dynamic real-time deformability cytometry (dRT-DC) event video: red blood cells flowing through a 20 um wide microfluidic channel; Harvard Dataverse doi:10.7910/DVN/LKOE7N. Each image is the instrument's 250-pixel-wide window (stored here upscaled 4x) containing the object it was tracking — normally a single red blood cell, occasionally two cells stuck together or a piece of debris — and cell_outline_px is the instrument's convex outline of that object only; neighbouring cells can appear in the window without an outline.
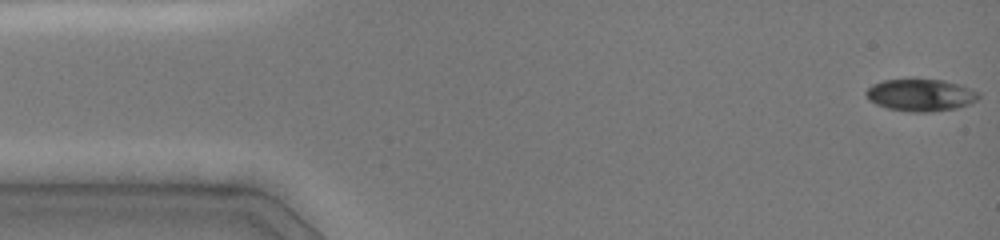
{"species": "common noctule bat (a hibernating species)", "species_latin": "Nyctalus noctula", "temperature_condition": "cold", "stored_images_in_passage": 43, "camera_frame_rate_fps": 3000, "um_per_image_px": 0.085, "animal": {"sex": "female", "body_mass_g": 19.0, "forearm_length_mm": 51.5}, "frame": {"image": 1, "passage_image": 1, "time_ms": 0.0, "image_size_px": [1000, 240], "cell_outline_px": [[980, 96], [972, 104], [956, 108], [932, 112], [908, 112], [888, 108], [876, 104], [868, 100], [864, 92], [872, 84], [884, 80], [912, 76], [944, 80], [960, 84], [980, 92]], "centroid_in_image_um": [78.25, 8.04], "position_along_channel_um": 6.8, "area_um2": 22.08}}
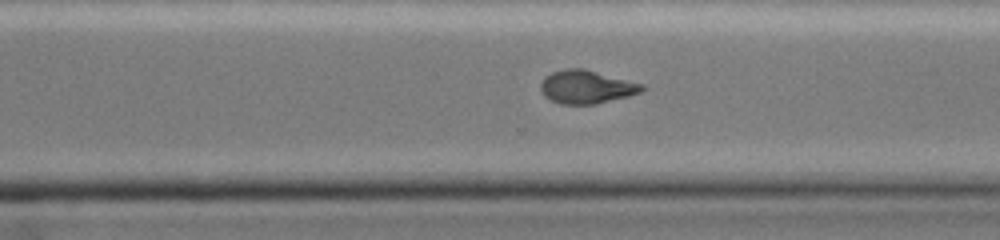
{"frame": {"image": 2, "passage_image": 29, "time_ms": 10.667, "image_size_px": [1000, 240], "cell_outline_px": [[644, 88], [640, 92], [628, 96], [596, 104], [560, 104], [544, 96], [540, 88], [540, 84], [544, 76], [552, 72], [564, 68], [584, 68], [644, 84]], "centroid_in_image_um": [49.82, 7.37], "position_along_channel_um": 320.8, "area_um2": 19.71}}
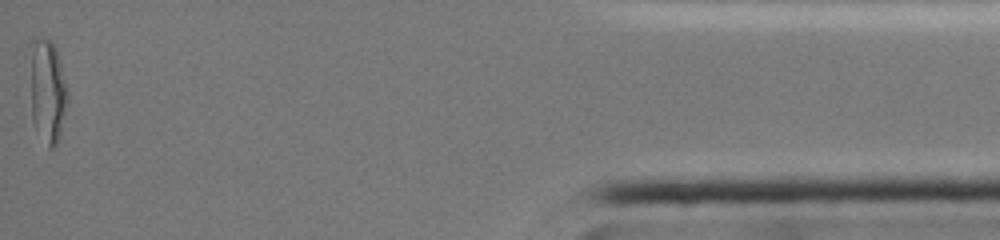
{"frame": {"image": 3, "passage_image": 43, "time_ms": 15.333, "image_size_px": [1000, 240], "cell_outline_px": [[68, 100], [60, 136], [56, 144], [52, 148], [48, 148], [32, 120], [28, 44], [32, 40], [40, 36], [52, 40], [56, 48], [60, 60], [68, 88]], "centroid_in_image_um": [4.02, 7.62], "position_along_channel_um": 431.2, "area_um2": 23.41}, "authors_computed_cell_mechanics": {"area_um2": 20.6346, "velocity_mm_per_s": 4.0594, "shape_relaxation_time_tau1_ms": null, "shape_relaxation_time_tau2_ms": 2.6447, "deformation_change_tau1": null, "deformation_change_tau2": 0.0572}}